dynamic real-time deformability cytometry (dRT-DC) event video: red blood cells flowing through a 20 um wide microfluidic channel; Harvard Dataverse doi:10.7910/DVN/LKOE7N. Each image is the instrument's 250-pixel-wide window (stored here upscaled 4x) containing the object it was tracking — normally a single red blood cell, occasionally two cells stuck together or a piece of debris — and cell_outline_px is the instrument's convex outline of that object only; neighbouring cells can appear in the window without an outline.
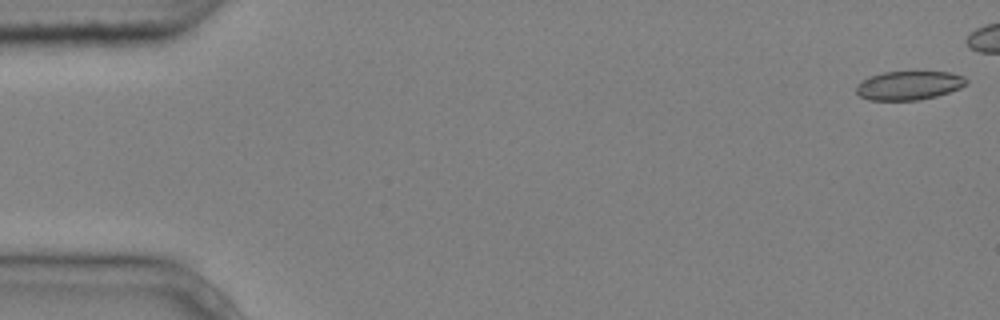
{"species": "common noctule bat (a hibernating species)", "species_latin": "Nyctalus noctula", "temperature_condition": "cold", "stored_images_in_passage": 6, "camera_frame_rate_fps": 3000, "um_per_image_px": 0.085, "animal": {"sex": "male", "body_mass_g": 20.4}, "frame": {"image": 1, "passage_image": 1, "time_ms": 0.0, "image_size_px": [1000, 320], "cell_outline_px": [[968, 84], [960, 88], [936, 96], [916, 100], [868, 100], [860, 96], [856, 92], [856, 84], [860, 80], [868, 76], [884, 72], [952, 72], [964, 76], [968, 80]], "centroid_in_image_um": [77.24, 7.25], "position_along_channel_um": 7.8, "area_um2": 18.67}}